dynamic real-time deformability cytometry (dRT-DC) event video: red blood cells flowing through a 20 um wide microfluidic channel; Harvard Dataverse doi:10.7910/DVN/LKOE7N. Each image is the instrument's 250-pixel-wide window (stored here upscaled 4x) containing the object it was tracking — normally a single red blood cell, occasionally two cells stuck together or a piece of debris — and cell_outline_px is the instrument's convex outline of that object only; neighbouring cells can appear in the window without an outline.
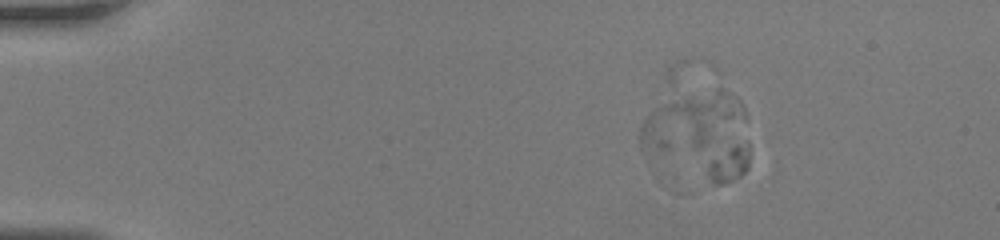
{"species": "human", "species_latin": "Homo sapiens", "temperature_condition": "room temperature", "stored_images_in_passage": 12, "camera_frame_rate_fps": 3000, "um_per_image_px": 0.085, "donor": {"sex": "female"}, "frame": {"image": 1, "passage_image": 1, "time_ms": 0.0, "image_size_px": [1000, 240], "cell_outline_px": [[748, 168], [740, 176], [724, 184], [712, 184], [644, 152], [640, 148], [640, 128], [644, 120], [656, 108], [680, 96], [716, 88], [720, 88], [732, 92], [744, 104], [748, 116]], "centroid_in_image_um": [59.53, 11.48], "position_along_channel_um": 25.5, "area_um2": 56.47}}